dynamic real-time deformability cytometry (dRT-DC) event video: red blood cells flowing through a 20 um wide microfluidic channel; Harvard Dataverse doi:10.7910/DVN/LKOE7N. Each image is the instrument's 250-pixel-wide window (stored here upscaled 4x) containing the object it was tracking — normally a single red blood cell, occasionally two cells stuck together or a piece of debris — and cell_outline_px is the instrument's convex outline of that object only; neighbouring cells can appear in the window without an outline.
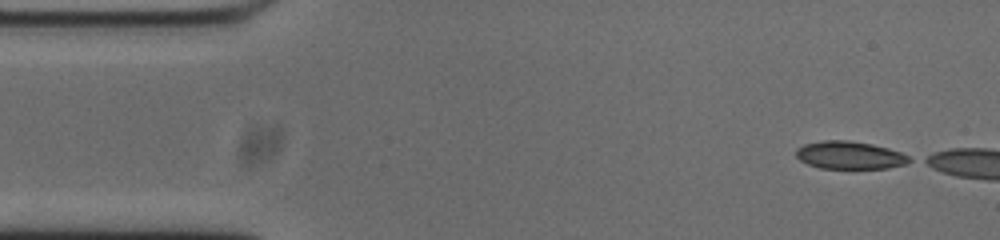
{"species": "common noctule bat (a hibernating species)", "species_latin": "Nyctalus noctula", "temperature_condition": "cold", "stored_images_in_passage": 11, "camera_frame_rate_fps": 3000, "um_per_image_px": 0.085, "animal": {"sex": "male", "body_mass_g": 20.0, "forearm_length_mm": 53.3}, "frame": {"image": 1, "passage_image": 1, "time_ms": 0.0, "image_size_px": [1000, 240], "cell_outline_px": [[912, 160], [904, 164], [888, 168], [820, 168], [808, 164], [800, 160], [796, 156], [796, 148], [804, 144], [820, 140], [848, 140], [872, 144], [888, 148], [900, 152], [908, 156]], "centroid_in_image_um": [72.19, 13.18], "position_along_channel_um": 12.8, "area_um2": 18.26}}